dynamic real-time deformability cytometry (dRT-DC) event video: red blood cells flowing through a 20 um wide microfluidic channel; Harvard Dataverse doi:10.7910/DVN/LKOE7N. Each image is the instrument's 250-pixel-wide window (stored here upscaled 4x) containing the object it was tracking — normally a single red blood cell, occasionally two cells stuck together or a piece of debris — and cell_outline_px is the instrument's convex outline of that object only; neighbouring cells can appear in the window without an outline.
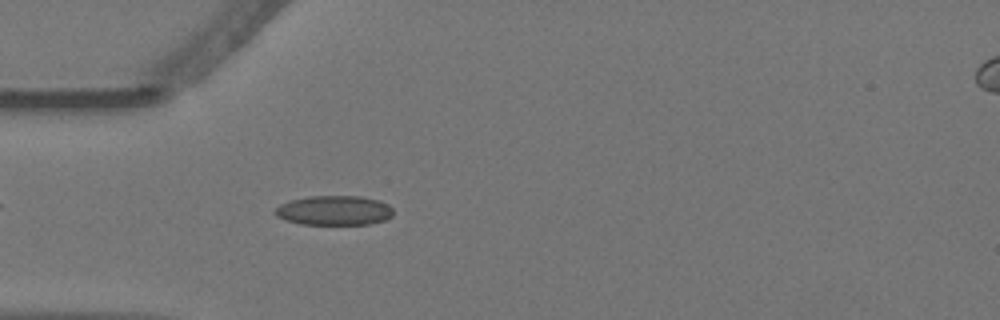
{"species": "Egyptian fruit bat (a non-hibernating species)", "species_latin": "Rousettus aegyptiacus", "temperature_condition": "warm", "stored_images_in_passage": 56, "camera_frame_rate_fps": 3000, "um_per_image_px": 0.085, "animal": {"sex": "female"}, "frame": {"image": 1, "passage_image": 16, "time_ms": 5.0, "image_size_px": [1000, 320], "cell_outline_px": [[392, 216], [384, 220], [368, 224], [300, 224], [284, 220], [276, 216], [272, 212], [280, 204], [292, 200], [308, 196], [360, 196], [380, 200], [388, 204], [392, 208]], "centroid_in_image_um": [28.38, 17.88], "position_along_channel_um": 56.6, "area_um2": 20.46}}
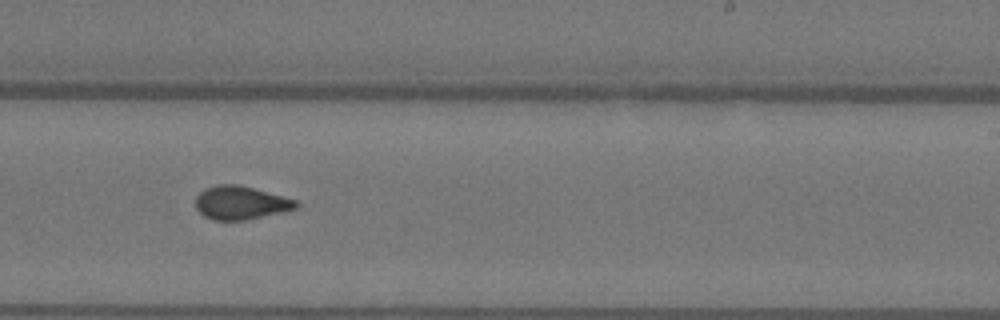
{"frame": {"image": 2, "passage_image": 34, "time_ms": 11.0, "image_size_px": [1000, 320], "cell_outline_px": [[300, 204], [296, 208], [280, 212], [244, 220], [212, 220], [204, 216], [196, 208], [196, 196], [204, 188], [216, 184], [240, 184], [296, 200]], "centroid_in_image_um": [20.42, 17.22], "position_along_channel_um": 268.6, "area_um2": 19.48}}
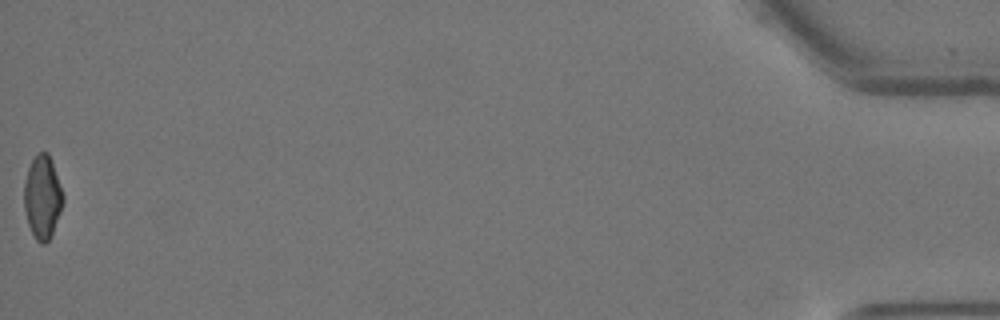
{"frame": {"image": 3, "passage_image": 56, "time_ms": 18.333, "image_size_px": [1000, 320], "cell_outline_px": [[64, 200], [60, 212], [52, 232], [48, 240], [44, 244], [40, 244], [36, 240], [28, 224], [24, 208], [24, 180], [28, 168], [32, 160], [40, 152], [48, 152], [64, 196]], "centroid_in_image_um": [3.59, 16.76], "position_along_channel_um": 431.6, "area_um2": 18.61}, "authors_computed_cell_mechanics": {"area_um2": 19.4497, "velocity_mm_per_s": 3.5989, "shape_relaxation_time_tau1_ms": null, "shape_relaxation_time_tau2_ms": 1.2748, "deformation_change_tau1": null, "deformation_change_tau2": 0.0733}}